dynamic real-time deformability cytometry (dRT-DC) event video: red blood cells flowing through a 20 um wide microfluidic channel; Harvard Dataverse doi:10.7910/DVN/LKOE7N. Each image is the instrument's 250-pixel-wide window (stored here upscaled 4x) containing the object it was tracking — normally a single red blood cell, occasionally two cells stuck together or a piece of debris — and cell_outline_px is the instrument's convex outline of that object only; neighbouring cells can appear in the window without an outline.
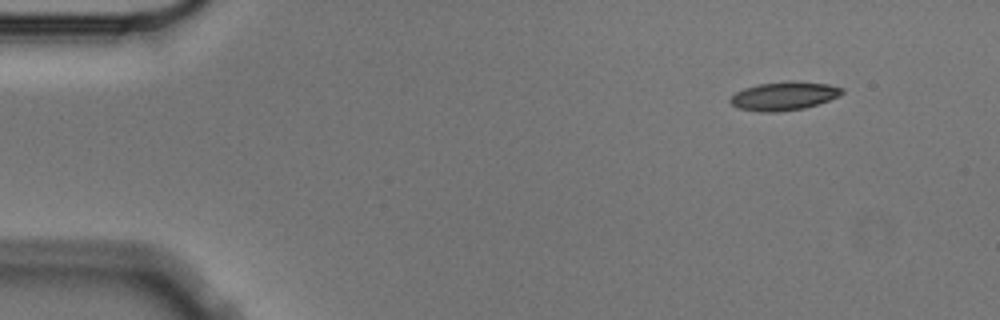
{"species": "Egyptian fruit bat (a non-hibernating species)", "species_latin": "Rousettus aegyptiacus", "temperature_condition": "cold", "stored_images_in_passage": 9, "camera_frame_rate_fps": 3000, "um_per_image_px": 0.085, "animal": {"sex": "male"}, "frame": {"image": 1, "passage_image": 1, "time_ms": 0.0, "image_size_px": [1000, 320], "cell_outline_px": [[844, 92], [840, 96], [804, 108], [776, 112], [760, 112], [736, 108], [728, 100], [736, 92], [744, 88], [760, 84], [792, 80], [828, 84], [844, 88]], "centroid_in_image_um": [66.63, 8.15], "position_along_channel_um": 18.4, "area_um2": 18.61}}
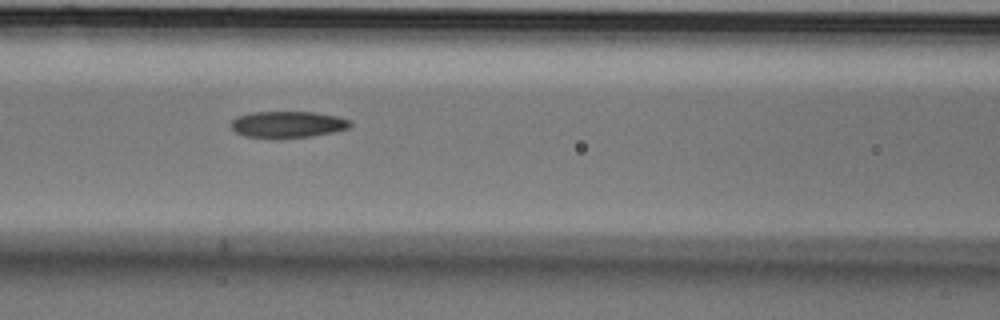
{"frame": {"image": 2, "passage_image": 6, "time_ms": 1.667, "image_size_px": [1000, 320], "cell_outline_px": [[352, 124], [348, 128], [332, 132], [312, 136], [276, 140], [244, 136], [236, 132], [232, 128], [232, 120], [236, 116], [252, 112], [312, 112], [336, 116], [352, 120]], "centroid_in_image_um": [24.43, 10.6], "position_along_channel_um": 142.2, "area_um2": 18.79}}
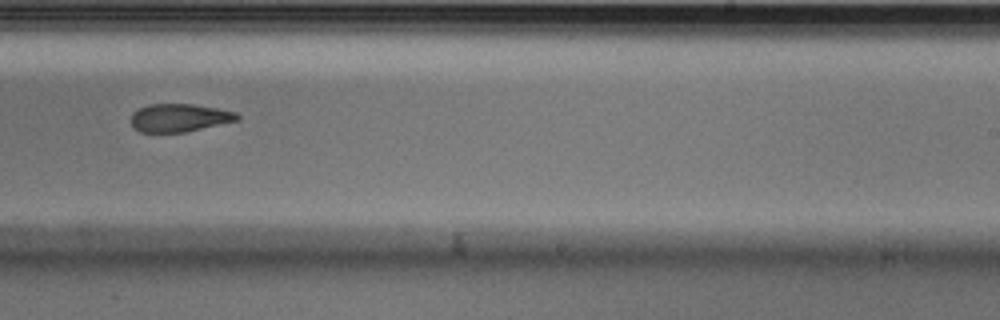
{"frame": {"image": 3, "passage_image": 9, "time_ms": 2.667, "image_size_px": [1000, 320], "cell_outline_px": [[240, 120], [184, 132], [140, 132], [132, 128], [132, 112], [148, 104], [192, 104], [216, 108], [236, 112], [240, 116]], "centroid_in_image_um": [15.24, 10.01], "position_along_channel_um": 273.8, "area_um2": 17.34}}